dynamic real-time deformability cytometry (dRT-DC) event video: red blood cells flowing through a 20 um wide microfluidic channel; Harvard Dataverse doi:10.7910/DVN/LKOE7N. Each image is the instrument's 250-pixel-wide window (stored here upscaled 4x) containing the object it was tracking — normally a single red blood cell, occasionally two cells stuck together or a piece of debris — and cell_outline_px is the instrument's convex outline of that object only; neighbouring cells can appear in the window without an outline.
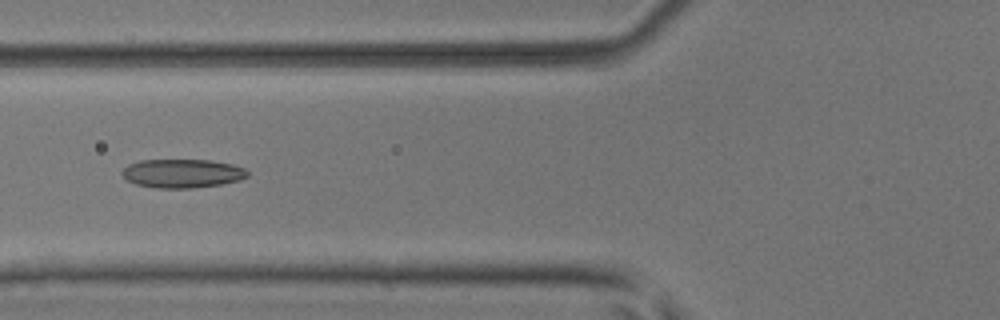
{"species": "common noctule bat (a hibernating species)", "species_latin": "Nyctalus noctula", "temperature_condition": "room temperature", "stored_images_in_passage": 39, "camera_frame_rate_fps": 3000, "um_per_image_px": 0.085, "animal": {"sex": "male", "body_mass_g": 17.9, "forearm_length_mm": 54.2}, "frame": {"image": 1, "passage_image": 8, "time_ms": 2.333, "image_size_px": [1000, 320], "cell_outline_px": [[248, 176], [240, 180], [220, 184], [192, 188], [156, 188], [136, 184], [124, 180], [120, 172], [128, 164], [140, 160], [212, 160], [232, 164], [244, 168], [248, 172]], "centroid_in_image_um": [15.46, 14.74], "position_along_channel_um": 110.3, "area_um2": 21.15}}
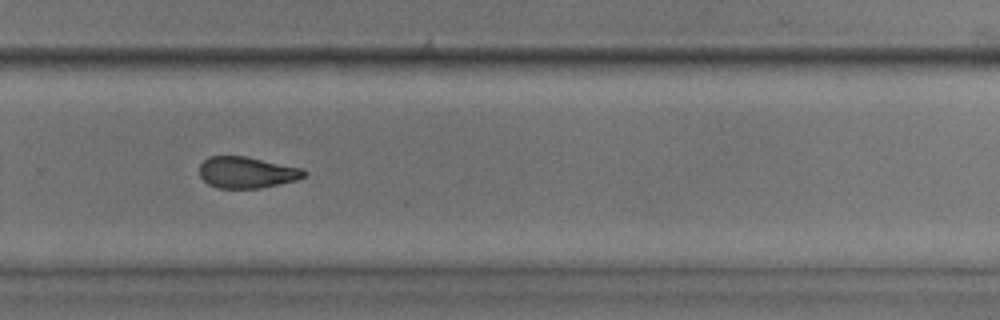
{"frame": {"image": 2, "passage_image": 23, "time_ms": 7.333, "image_size_px": [1000, 320], "cell_outline_px": [[308, 172], [304, 176], [296, 180], [260, 188], [216, 188], [208, 184], [200, 176], [200, 164], [208, 156], [244, 156], [304, 168]], "centroid_in_image_um": [20.98, 14.65], "position_along_channel_um": 308.8, "area_um2": 19.13}}
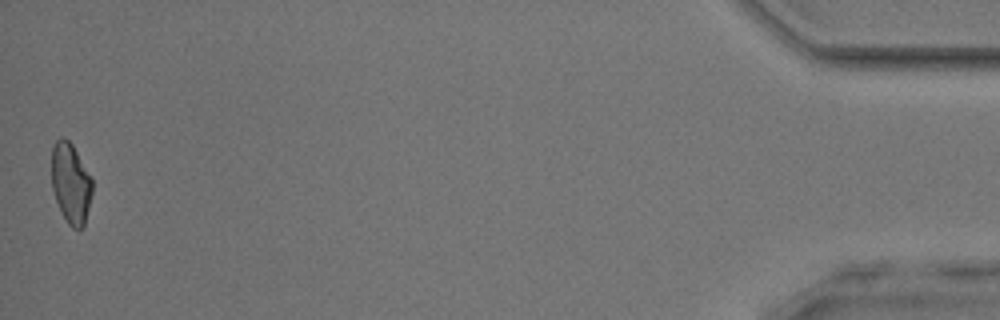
{"frame": {"image": 3, "passage_image": 39, "time_ms": 12.667, "image_size_px": [1000, 320], "cell_outline_px": [[92, 192], [84, 228], [72, 228], [68, 224], [56, 200], [52, 188], [52, 148], [56, 140], [60, 136], [64, 136], [72, 144], [92, 176]], "centroid_in_image_um": [6.03, 15.55], "position_along_channel_um": 429.2, "area_um2": 19.13}, "authors_computed_cell_mechanics": {"area_um2": 20.23, "velocity_mm_per_s": 3.9801, "shape_relaxation_time_tau1_ms": 3.6594, "shape_relaxation_time_tau2_ms": 3.2661, "deformation_change_tau1": 0.1083, "deformation_change_tau2": 0.0959}}